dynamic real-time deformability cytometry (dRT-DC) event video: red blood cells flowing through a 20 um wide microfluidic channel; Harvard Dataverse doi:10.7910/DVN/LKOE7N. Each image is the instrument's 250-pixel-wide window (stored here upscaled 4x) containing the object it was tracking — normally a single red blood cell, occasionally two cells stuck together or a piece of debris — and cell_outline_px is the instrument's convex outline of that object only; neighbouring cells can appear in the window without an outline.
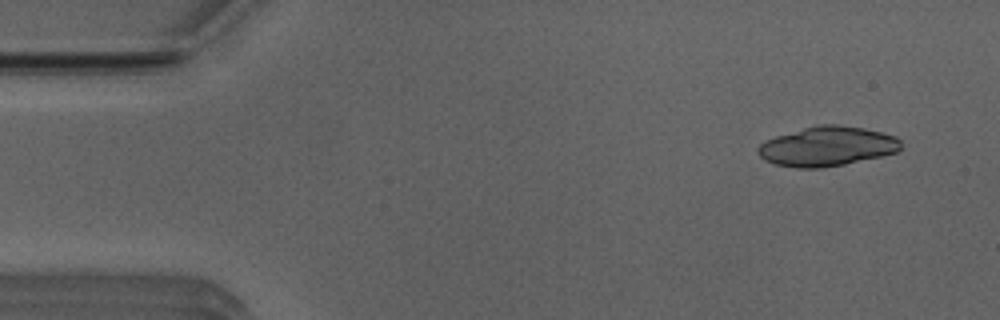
{"species": "Egyptian fruit bat (a non-hibernating species)", "species_latin": "Rousettus aegyptiacus", "temperature_condition": "room temperature", "stored_images_in_passage": 19, "camera_frame_rate_fps": 3000, "um_per_image_px": 0.085, "animal": {"sex": "male"}, "frame": {"image": 1, "passage_image": 3, "time_ms": 0.667, "image_size_px": [1000, 320], "cell_outline_px": [[900, 148], [896, 152], [880, 156], [844, 164], [820, 168], [796, 168], [776, 164], [764, 160], [756, 152], [756, 148], [764, 140], [776, 136], [816, 124], [836, 124], [864, 128], [896, 136], [900, 140]], "centroid_in_image_um": [70.26, 12.43], "position_along_channel_um": 14.7, "area_um2": 32.95}}